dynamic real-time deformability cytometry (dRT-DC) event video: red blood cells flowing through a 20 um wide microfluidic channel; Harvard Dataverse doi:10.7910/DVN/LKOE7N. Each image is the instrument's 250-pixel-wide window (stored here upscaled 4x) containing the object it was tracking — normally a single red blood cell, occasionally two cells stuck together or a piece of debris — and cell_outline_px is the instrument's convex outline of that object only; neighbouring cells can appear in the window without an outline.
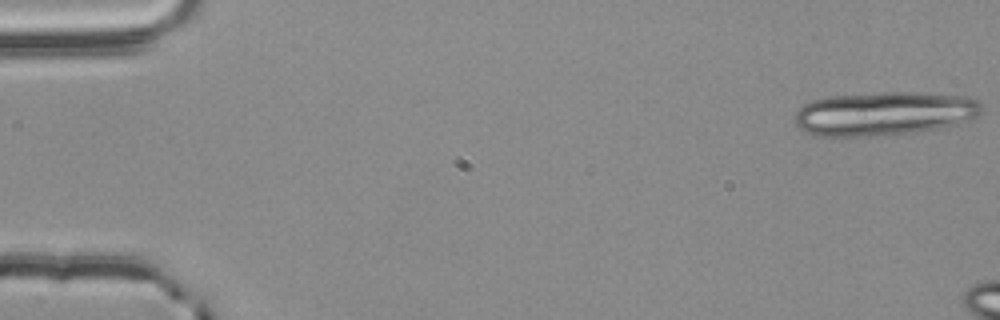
{"species": "common noctule bat (a hibernating species)", "species_latin": "Nyctalus noctula", "temperature_condition": "room temperature", "stored_images_in_passage": 7, "camera_frame_rate_fps": 3000, "um_per_image_px": 0.085, "animal": {"sex": "male", "body_mass_g": 20.4}, "frame": {"image": 1, "passage_image": 1, "time_ms": 0.0, "image_size_px": [1000, 320], "cell_outline_px": [[984, 108], [976, 116], [968, 120], [940, 128], [916, 132], [884, 136], [816, 136], [804, 132], [796, 124], [792, 116], [804, 104], [812, 100], [832, 96], [880, 92], [916, 92], [964, 96], [980, 100]], "centroid_in_image_um": [75.14, 9.66], "position_along_channel_um": 9.9, "area_um2": 48.15}}